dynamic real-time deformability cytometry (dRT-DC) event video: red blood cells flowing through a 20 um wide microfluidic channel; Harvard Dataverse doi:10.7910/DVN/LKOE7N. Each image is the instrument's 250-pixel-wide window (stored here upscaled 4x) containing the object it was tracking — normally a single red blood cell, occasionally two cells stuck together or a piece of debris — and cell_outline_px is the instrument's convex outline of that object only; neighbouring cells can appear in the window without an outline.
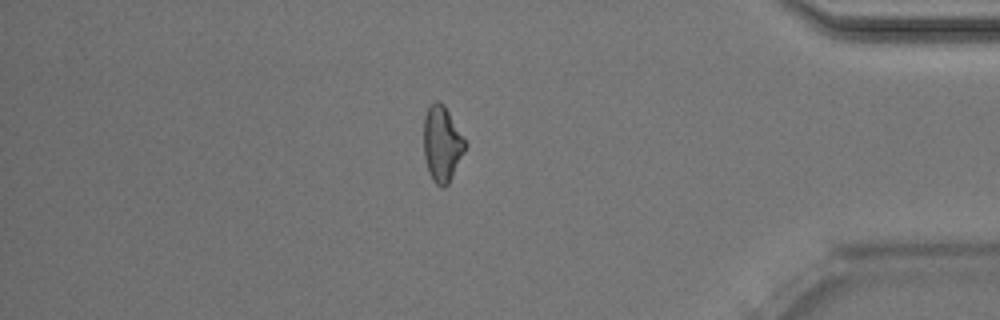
{"species": "Egyptian fruit bat (a non-hibernating species)", "species_latin": "Rousettus aegyptiacus", "temperature_condition": "room temperature", "stored_images_in_passage": 50, "camera_frame_rate_fps": 3000, "um_per_image_px": 0.085, "animal": {"sex": "male"}, "frame": {"image": 1, "passage_image": 43, "time_ms": 14.0, "image_size_px": [1000, 320], "cell_outline_px": [[468, 144], [448, 184], [444, 188], [440, 188], [432, 180], [428, 172], [424, 156], [424, 116], [428, 108], [436, 100], [440, 100], [444, 104]], "centroid_in_image_um": [37.57, 12.23], "position_along_channel_um": 397.6, "area_um2": 18.38}, "authors_computed_cell_mechanics": {"area_um2": 18.6983, "velocity_mm_per_s": 4.0511, "shape_relaxation_time_tau1_ms": 8.5713, "shape_relaxation_time_tau2_ms": 3.8451, "deformation_change_tau1": 0.2305, "deformation_change_tau2": 0.132}}